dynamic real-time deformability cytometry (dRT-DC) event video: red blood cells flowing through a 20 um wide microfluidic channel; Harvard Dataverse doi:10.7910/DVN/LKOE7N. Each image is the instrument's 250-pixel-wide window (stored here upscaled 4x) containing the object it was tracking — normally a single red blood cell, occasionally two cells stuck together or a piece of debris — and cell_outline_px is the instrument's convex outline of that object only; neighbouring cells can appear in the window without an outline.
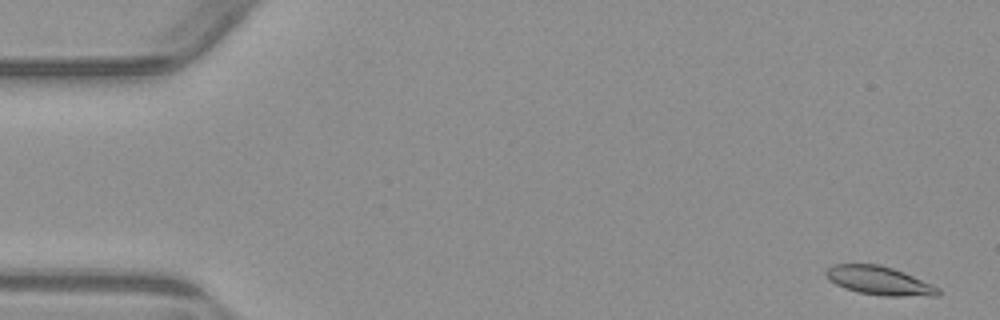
{"species": "common noctule bat (a hibernating species)", "species_latin": "Nyctalus noctula", "temperature_condition": "warm", "stored_images_in_passage": 54, "camera_frame_rate_fps": 3000, "um_per_image_px": 0.085, "animal": {"sex": "male", "body_mass_g": 23.1, "forearm_length_mm": 52.7}, "frame": {"image": 1, "passage_image": 2, "time_ms": 0.333, "image_size_px": [1000, 320], "cell_outline_px": [[940, 292], [936, 296], [884, 296], [860, 292], [844, 288], [828, 280], [824, 276], [824, 272], [832, 264], [880, 264], [904, 272], [932, 284], [940, 288]], "centroid_in_image_um": [74.72, 23.85], "position_along_channel_um": 10.3, "area_um2": 18.79}}
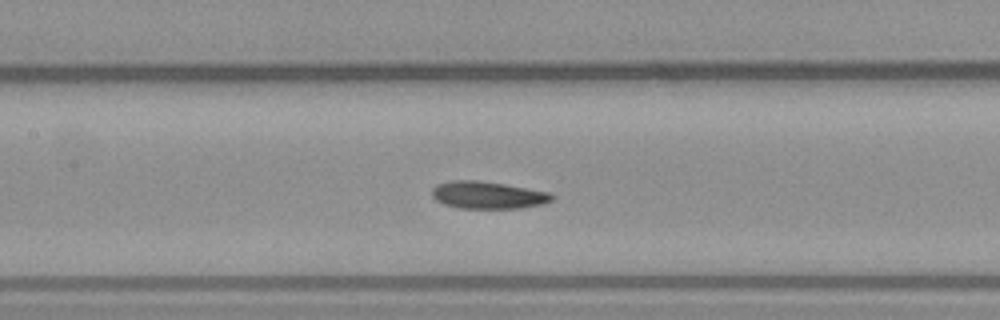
{"frame": {"image": 2, "passage_image": 25, "time_ms": 8.0, "image_size_px": [1000, 320], "cell_outline_px": [[556, 196], [552, 200], [540, 204], [520, 208], [460, 208], [444, 204], [436, 200], [432, 196], [432, 188], [436, 184], [452, 180], [480, 180], [504, 184], [548, 192]], "centroid_in_image_um": [41.43, 16.57], "position_along_channel_um": 166.0, "area_um2": 19.02}}
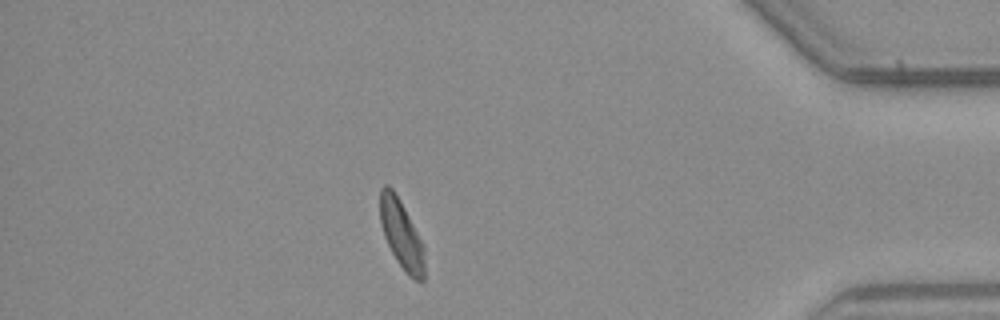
{"frame": {"image": 3, "passage_image": 47, "time_ms": 15.333, "image_size_px": [1000, 320], "cell_outline_px": [[424, 280], [416, 280], [408, 276], [396, 260], [384, 236], [380, 224], [380, 188], [384, 184], [388, 184], [392, 188], [400, 200], [424, 244]], "centroid_in_image_um": [34.12, 19.91], "position_along_channel_um": 401.1, "area_um2": 17.86}, "authors_computed_cell_mechanics": {"area_um2": 18.9295, "velocity_mm_per_s": 3.8133, "shape_relaxation_time_tau1_ms": null, "shape_relaxation_time_tau2_ms": 3.1503, "deformation_change_tau1": null, "deformation_change_tau2": 0.0994}}